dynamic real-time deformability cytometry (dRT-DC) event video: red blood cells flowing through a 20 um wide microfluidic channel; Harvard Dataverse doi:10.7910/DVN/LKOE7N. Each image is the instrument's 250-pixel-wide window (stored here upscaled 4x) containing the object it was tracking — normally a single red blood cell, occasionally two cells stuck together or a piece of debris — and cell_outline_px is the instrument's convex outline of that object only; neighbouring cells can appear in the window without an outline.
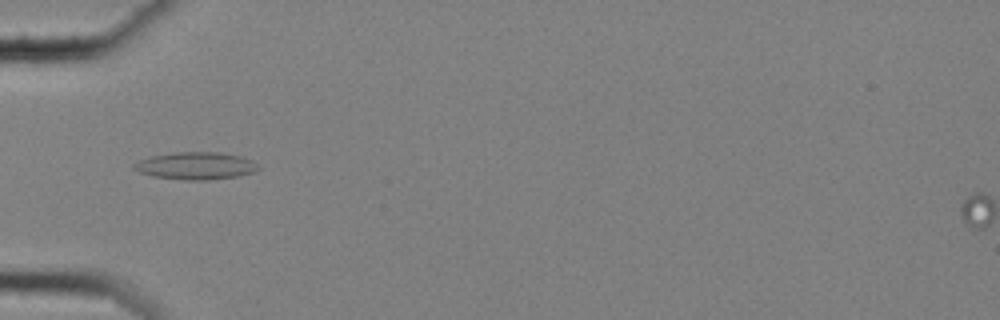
{"species": "common noctule bat (a hibernating species)", "species_latin": "Nyctalus noctula", "temperature_condition": "cold", "stored_images_in_passage": 39, "camera_frame_rate_fps": 3000, "um_per_image_px": 0.085, "animal": {"sex": "female", "body_mass_g": 25.1}, "frame": {"image": 1, "passage_image": 1, "time_ms": 0.0, "image_size_px": [1000, 320], "cell_outline_px": [[260, 168], [252, 172], [236, 176], [208, 180], [184, 180], [152, 176], [140, 172], [132, 168], [132, 164], [148, 156], [172, 152], [220, 152], [240, 156], [252, 160]], "centroid_in_image_um": [16.59, 14.08], "position_along_channel_um": 68.4, "area_um2": 19.88}}
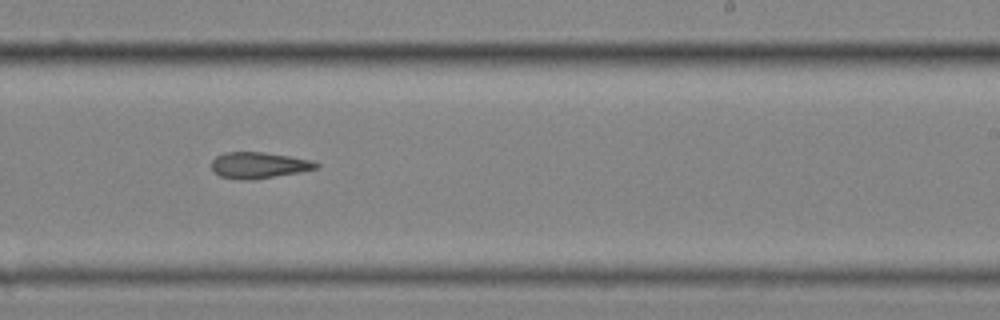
{"frame": {"image": 2, "passage_image": 18, "time_ms": 5.667, "image_size_px": [1000, 320], "cell_outline_px": [[320, 168], [300, 172], [252, 180], [244, 180], [220, 176], [212, 168], [212, 160], [216, 156], [224, 152], [264, 152], [312, 160], [320, 164]], "centroid_in_image_um": [22.03, 14.04], "position_along_channel_um": 267.0, "area_um2": 15.95}}
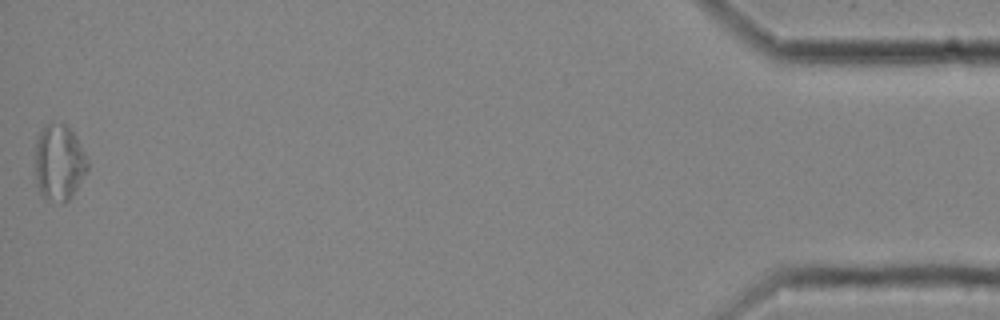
{"frame": {"image": 3, "passage_image": 39, "time_ms": 12.667, "image_size_px": [1000, 320], "cell_outline_px": [[88, 168], [76, 188], [68, 200], [64, 204], [60, 204], [44, 196], [40, 192], [36, 184], [36, 140], [40, 132], [52, 120], [64, 124], [76, 136], [88, 160]], "centroid_in_image_um": [5.02, 13.8], "position_along_channel_um": 430.2, "area_um2": 23.0}, "authors_computed_cell_mechanics": {"area_um2": 16.8776, "velocity_mm_per_s": 3.5318, "shape_relaxation_time_tau1_ms": null, "shape_relaxation_time_tau2_ms": 6.5102, "deformation_change_tau1": null, "deformation_change_tau2": 0.1597}}